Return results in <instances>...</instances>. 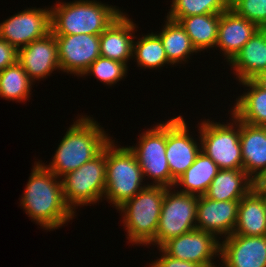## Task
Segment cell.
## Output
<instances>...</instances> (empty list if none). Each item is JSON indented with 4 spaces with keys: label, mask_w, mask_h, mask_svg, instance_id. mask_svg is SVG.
I'll return each mask as SVG.
<instances>
[{
    "label": "cell",
    "mask_w": 266,
    "mask_h": 267,
    "mask_svg": "<svg viewBox=\"0 0 266 267\" xmlns=\"http://www.w3.org/2000/svg\"><path fill=\"white\" fill-rule=\"evenodd\" d=\"M60 179L41 162H36L20 200L28 217L45 230H55L75 215L64 200Z\"/></svg>",
    "instance_id": "6da1fadb"
},
{
    "label": "cell",
    "mask_w": 266,
    "mask_h": 267,
    "mask_svg": "<svg viewBox=\"0 0 266 267\" xmlns=\"http://www.w3.org/2000/svg\"><path fill=\"white\" fill-rule=\"evenodd\" d=\"M92 117H79L69 127L60 141L49 165L42 163L55 176L61 178L66 173L77 170L94 159L111 140L108 134Z\"/></svg>",
    "instance_id": "7a4b0ae2"
},
{
    "label": "cell",
    "mask_w": 266,
    "mask_h": 267,
    "mask_svg": "<svg viewBox=\"0 0 266 267\" xmlns=\"http://www.w3.org/2000/svg\"><path fill=\"white\" fill-rule=\"evenodd\" d=\"M53 7V8H52ZM51 9V32L54 35H100L123 12L95 0L56 3Z\"/></svg>",
    "instance_id": "3957f363"
},
{
    "label": "cell",
    "mask_w": 266,
    "mask_h": 267,
    "mask_svg": "<svg viewBox=\"0 0 266 267\" xmlns=\"http://www.w3.org/2000/svg\"><path fill=\"white\" fill-rule=\"evenodd\" d=\"M167 187L147 185L135 197L117 210L123 213V223L129 243L154 245L159 218Z\"/></svg>",
    "instance_id": "277c9868"
},
{
    "label": "cell",
    "mask_w": 266,
    "mask_h": 267,
    "mask_svg": "<svg viewBox=\"0 0 266 267\" xmlns=\"http://www.w3.org/2000/svg\"><path fill=\"white\" fill-rule=\"evenodd\" d=\"M114 140L106 145V186L104 198L116 208L135 197L147 185L135 154L129 147H116ZM143 185V186H141Z\"/></svg>",
    "instance_id": "5b68a950"
},
{
    "label": "cell",
    "mask_w": 266,
    "mask_h": 267,
    "mask_svg": "<svg viewBox=\"0 0 266 267\" xmlns=\"http://www.w3.org/2000/svg\"><path fill=\"white\" fill-rule=\"evenodd\" d=\"M231 115L234 123L221 124L210 122L209 119L201 122L199 126L201 151L220 169L243 170L240 120L233 113Z\"/></svg>",
    "instance_id": "8992f818"
},
{
    "label": "cell",
    "mask_w": 266,
    "mask_h": 267,
    "mask_svg": "<svg viewBox=\"0 0 266 267\" xmlns=\"http://www.w3.org/2000/svg\"><path fill=\"white\" fill-rule=\"evenodd\" d=\"M61 178L64 200L73 213L76 206L103 200L106 186V146L94 159Z\"/></svg>",
    "instance_id": "52a82bcc"
},
{
    "label": "cell",
    "mask_w": 266,
    "mask_h": 267,
    "mask_svg": "<svg viewBox=\"0 0 266 267\" xmlns=\"http://www.w3.org/2000/svg\"><path fill=\"white\" fill-rule=\"evenodd\" d=\"M165 191L154 244L161 247L172 238L196 229L197 195Z\"/></svg>",
    "instance_id": "ba28073f"
},
{
    "label": "cell",
    "mask_w": 266,
    "mask_h": 267,
    "mask_svg": "<svg viewBox=\"0 0 266 267\" xmlns=\"http://www.w3.org/2000/svg\"><path fill=\"white\" fill-rule=\"evenodd\" d=\"M139 135L138 146H129L141 167L143 178L151 177L147 185L171 188V174L166 158V121Z\"/></svg>",
    "instance_id": "9c48e42d"
},
{
    "label": "cell",
    "mask_w": 266,
    "mask_h": 267,
    "mask_svg": "<svg viewBox=\"0 0 266 267\" xmlns=\"http://www.w3.org/2000/svg\"><path fill=\"white\" fill-rule=\"evenodd\" d=\"M51 32V9L28 8L0 23V38L17 51Z\"/></svg>",
    "instance_id": "30bf717a"
},
{
    "label": "cell",
    "mask_w": 266,
    "mask_h": 267,
    "mask_svg": "<svg viewBox=\"0 0 266 267\" xmlns=\"http://www.w3.org/2000/svg\"><path fill=\"white\" fill-rule=\"evenodd\" d=\"M220 241L214 234L194 229L164 243L160 249L168 256L193 262L202 267H216L220 257Z\"/></svg>",
    "instance_id": "8fae6325"
},
{
    "label": "cell",
    "mask_w": 266,
    "mask_h": 267,
    "mask_svg": "<svg viewBox=\"0 0 266 267\" xmlns=\"http://www.w3.org/2000/svg\"><path fill=\"white\" fill-rule=\"evenodd\" d=\"M189 134L183 117L177 116L166 122V158L171 174V187L194 163L201 147Z\"/></svg>",
    "instance_id": "7c38bea8"
},
{
    "label": "cell",
    "mask_w": 266,
    "mask_h": 267,
    "mask_svg": "<svg viewBox=\"0 0 266 267\" xmlns=\"http://www.w3.org/2000/svg\"><path fill=\"white\" fill-rule=\"evenodd\" d=\"M60 70L78 76L100 57V35H55Z\"/></svg>",
    "instance_id": "4fadbf2b"
},
{
    "label": "cell",
    "mask_w": 266,
    "mask_h": 267,
    "mask_svg": "<svg viewBox=\"0 0 266 267\" xmlns=\"http://www.w3.org/2000/svg\"><path fill=\"white\" fill-rule=\"evenodd\" d=\"M224 267H266V236L231 234L220 243Z\"/></svg>",
    "instance_id": "5bb4252c"
},
{
    "label": "cell",
    "mask_w": 266,
    "mask_h": 267,
    "mask_svg": "<svg viewBox=\"0 0 266 267\" xmlns=\"http://www.w3.org/2000/svg\"><path fill=\"white\" fill-rule=\"evenodd\" d=\"M17 61L33 82L50 76L56 69L60 70L55 35L50 32L19 49Z\"/></svg>",
    "instance_id": "9a60e30c"
},
{
    "label": "cell",
    "mask_w": 266,
    "mask_h": 267,
    "mask_svg": "<svg viewBox=\"0 0 266 267\" xmlns=\"http://www.w3.org/2000/svg\"><path fill=\"white\" fill-rule=\"evenodd\" d=\"M239 201H214L205 195L198 197L196 229L226 238L233 234ZM218 235V236H217Z\"/></svg>",
    "instance_id": "2e32d148"
},
{
    "label": "cell",
    "mask_w": 266,
    "mask_h": 267,
    "mask_svg": "<svg viewBox=\"0 0 266 267\" xmlns=\"http://www.w3.org/2000/svg\"><path fill=\"white\" fill-rule=\"evenodd\" d=\"M258 29L255 23L228 9L221 13L215 47L220 48L229 63Z\"/></svg>",
    "instance_id": "e0dca14e"
},
{
    "label": "cell",
    "mask_w": 266,
    "mask_h": 267,
    "mask_svg": "<svg viewBox=\"0 0 266 267\" xmlns=\"http://www.w3.org/2000/svg\"><path fill=\"white\" fill-rule=\"evenodd\" d=\"M136 24L125 13L118 16L100 34V56L122 62L127 65L133 57L134 30Z\"/></svg>",
    "instance_id": "ac0fdd59"
},
{
    "label": "cell",
    "mask_w": 266,
    "mask_h": 267,
    "mask_svg": "<svg viewBox=\"0 0 266 267\" xmlns=\"http://www.w3.org/2000/svg\"><path fill=\"white\" fill-rule=\"evenodd\" d=\"M243 170L256 182L266 172V126L240 121Z\"/></svg>",
    "instance_id": "d6986e66"
},
{
    "label": "cell",
    "mask_w": 266,
    "mask_h": 267,
    "mask_svg": "<svg viewBox=\"0 0 266 267\" xmlns=\"http://www.w3.org/2000/svg\"><path fill=\"white\" fill-rule=\"evenodd\" d=\"M239 82L253 79L266 71V28H259L229 62Z\"/></svg>",
    "instance_id": "ffe728a7"
},
{
    "label": "cell",
    "mask_w": 266,
    "mask_h": 267,
    "mask_svg": "<svg viewBox=\"0 0 266 267\" xmlns=\"http://www.w3.org/2000/svg\"><path fill=\"white\" fill-rule=\"evenodd\" d=\"M234 234L266 236V205L262 194L253 187L238 205Z\"/></svg>",
    "instance_id": "44dd1931"
},
{
    "label": "cell",
    "mask_w": 266,
    "mask_h": 267,
    "mask_svg": "<svg viewBox=\"0 0 266 267\" xmlns=\"http://www.w3.org/2000/svg\"><path fill=\"white\" fill-rule=\"evenodd\" d=\"M254 185L244 170L220 169L205 196L214 201H240Z\"/></svg>",
    "instance_id": "7402d4cb"
},
{
    "label": "cell",
    "mask_w": 266,
    "mask_h": 267,
    "mask_svg": "<svg viewBox=\"0 0 266 267\" xmlns=\"http://www.w3.org/2000/svg\"><path fill=\"white\" fill-rule=\"evenodd\" d=\"M221 13L168 18L178 22L190 37L197 52L215 47Z\"/></svg>",
    "instance_id": "603a6c76"
},
{
    "label": "cell",
    "mask_w": 266,
    "mask_h": 267,
    "mask_svg": "<svg viewBox=\"0 0 266 267\" xmlns=\"http://www.w3.org/2000/svg\"><path fill=\"white\" fill-rule=\"evenodd\" d=\"M220 168L202 151L196 156L194 163L176 180L175 186L182 185L180 193L202 196L219 172ZM184 186V187H183Z\"/></svg>",
    "instance_id": "cb8c5ba5"
},
{
    "label": "cell",
    "mask_w": 266,
    "mask_h": 267,
    "mask_svg": "<svg viewBox=\"0 0 266 267\" xmlns=\"http://www.w3.org/2000/svg\"><path fill=\"white\" fill-rule=\"evenodd\" d=\"M240 84L249 89L238 100L236 98L231 112L247 124L266 126V90L258 87L252 80L241 81Z\"/></svg>",
    "instance_id": "d4e9b609"
},
{
    "label": "cell",
    "mask_w": 266,
    "mask_h": 267,
    "mask_svg": "<svg viewBox=\"0 0 266 267\" xmlns=\"http://www.w3.org/2000/svg\"><path fill=\"white\" fill-rule=\"evenodd\" d=\"M171 65L188 61L190 54L197 53L193 47L190 37L181 25L173 20L166 19L162 31L157 34Z\"/></svg>",
    "instance_id": "484cf974"
},
{
    "label": "cell",
    "mask_w": 266,
    "mask_h": 267,
    "mask_svg": "<svg viewBox=\"0 0 266 267\" xmlns=\"http://www.w3.org/2000/svg\"><path fill=\"white\" fill-rule=\"evenodd\" d=\"M32 83L21 64L16 61L0 72V97L16 102L28 100Z\"/></svg>",
    "instance_id": "4316f807"
},
{
    "label": "cell",
    "mask_w": 266,
    "mask_h": 267,
    "mask_svg": "<svg viewBox=\"0 0 266 267\" xmlns=\"http://www.w3.org/2000/svg\"><path fill=\"white\" fill-rule=\"evenodd\" d=\"M137 60L138 67L157 69L169 64L163 43L155 33H149L137 42H133V58Z\"/></svg>",
    "instance_id": "83f0119b"
},
{
    "label": "cell",
    "mask_w": 266,
    "mask_h": 267,
    "mask_svg": "<svg viewBox=\"0 0 266 267\" xmlns=\"http://www.w3.org/2000/svg\"><path fill=\"white\" fill-rule=\"evenodd\" d=\"M230 9V0H172L166 18L222 13Z\"/></svg>",
    "instance_id": "f1b7e54d"
},
{
    "label": "cell",
    "mask_w": 266,
    "mask_h": 267,
    "mask_svg": "<svg viewBox=\"0 0 266 267\" xmlns=\"http://www.w3.org/2000/svg\"><path fill=\"white\" fill-rule=\"evenodd\" d=\"M127 68V65L122 62L100 56L82 76L91 74L104 84L112 86L127 75Z\"/></svg>",
    "instance_id": "f546056e"
},
{
    "label": "cell",
    "mask_w": 266,
    "mask_h": 267,
    "mask_svg": "<svg viewBox=\"0 0 266 267\" xmlns=\"http://www.w3.org/2000/svg\"><path fill=\"white\" fill-rule=\"evenodd\" d=\"M230 9L259 28H266V0H230Z\"/></svg>",
    "instance_id": "4dcf8cb0"
},
{
    "label": "cell",
    "mask_w": 266,
    "mask_h": 267,
    "mask_svg": "<svg viewBox=\"0 0 266 267\" xmlns=\"http://www.w3.org/2000/svg\"><path fill=\"white\" fill-rule=\"evenodd\" d=\"M18 51L0 38V72L17 61Z\"/></svg>",
    "instance_id": "1f68e13d"
},
{
    "label": "cell",
    "mask_w": 266,
    "mask_h": 267,
    "mask_svg": "<svg viewBox=\"0 0 266 267\" xmlns=\"http://www.w3.org/2000/svg\"><path fill=\"white\" fill-rule=\"evenodd\" d=\"M159 251L162 252L161 258H158L151 263L149 265L150 267H202L193 262L172 258L166 255L160 248Z\"/></svg>",
    "instance_id": "d6a6232c"
},
{
    "label": "cell",
    "mask_w": 266,
    "mask_h": 267,
    "mask_svg": "<svg viewBox=\"0 0 266 267\" xmlns=\"http://www.w3.org/2000/svg\"><path fill=\"white\" fill-rule=\"evenodd\" d=\"M258 87L266 90V71L257 74L251 79Z\"/></svg>",
    "instance_id": "836d02e7"
},
{
    "label": "cell",
    "mask_w": 266,
    "mask_h": 267,
    "mask_svg": "<svg viewBox=\"0 0 266 267\" xmlns=\"http://www.w3.org/2000/svg\"><path fill=\"white\" fill-rule=\"evenodd\" d=\"M256 189H266V172L255 182Z\"/></svg>",
    "instance_id": "e575fe53"
},
{
    "label": "cell",
    "mask_w": 266,
    "mask_h": 267,
    "mask_svg": "<svg viewBox=\"0 0 266 267\" xmlns=\"http://www.w3.org/2000/svg\"><path fill=\"white\" fill-rule=\"evenodd\" d=\"M257 190L262 194V197L266 205V189H257Z\"/></svg>",
    "instance_id": "d590c367"
}]
</instances>
